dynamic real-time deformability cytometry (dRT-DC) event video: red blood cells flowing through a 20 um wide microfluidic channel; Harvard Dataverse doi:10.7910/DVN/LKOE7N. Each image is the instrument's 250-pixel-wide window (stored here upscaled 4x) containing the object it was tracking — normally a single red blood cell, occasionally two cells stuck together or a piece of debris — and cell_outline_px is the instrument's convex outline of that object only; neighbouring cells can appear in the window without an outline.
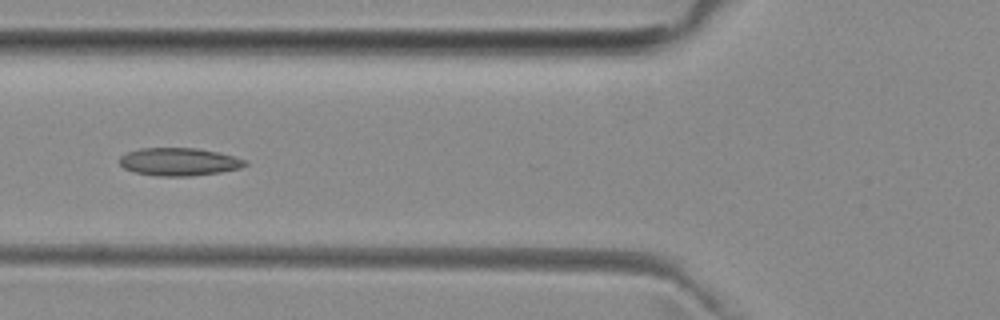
{"species": "common noctule bat (a hibernating species)", "species_latin": "Nyctalus noctula", "temperature_condition": "room temperature", "stored_images_in_passage": 5, "camera_frame_rate_fps": 3000, "um_per_image_px": 0.085, "animal": {"sex": "female", "body_mass_g": 29.2, "forearm_length_mm": 56.3}, "frame": {"image": 1, "passage_image": 5, "time_ms": 4.667, "image_size_px": [1000, 320], "cell_outline_px": [[248, 164], [240, 168], [220, 172], [192, 176], [160, 176], [136, 172], [124, 168], [120, 164], [120, 156], [128, 152], [140, 148], [196, 148], [220, 152], [248, 160]], "centroid_in_image_um": [15.26, 13.74], "position_along_channel_um": 110.5, "area_um2": 20.4}}